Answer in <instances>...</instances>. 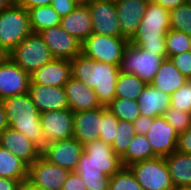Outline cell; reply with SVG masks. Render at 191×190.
I'll use <instances>...</instances> for the list:
<instances>
[{
  "mask_svg": "<svg viewBox=\"0 0 191 190\" xmlns=\"http://www.w3.org/2000/svg\"><path fill=\"white\" fill-rule=\"evenodd\" d=\"M8 127L9 123L7 121L4 105L2 100L0 99V133Z\"/></svg>",
  "mask_w": 191,
  "mask_h": 190,
  "instance_id": "48",
  "label": "cell"
},
{
  "mask_svg": "<svg viewBox=\"0 0 191 190\" xmlns=\"http://www.w3.org/2000/svg\"><path fill=\"white\" fill-rule=\"evenodd\" d=\"M54 59L73 60L81 54V42L68 34L60 25L39 32Z\"/></svg>",
  "mask_w": 191,
  "mask_h": 190,
  "instance_id": "13",
  "label": "cell"
},
{
  "mask_svg": "<svg viewBox=\"0 0 191 190\" xmlns=\"http://www.w3.org/2000/svg\"><path fill=\"white\" fill-rule=\"evenodd\" d=\"M19 190H32L27 184H23V186Z\"/></svg>",
  "mask_w": 191,
  "mask_h": 190,
  "instance_id": "52",
  "label": "cell"
},
{
  "mask_svg": "<svg viewBox=\"0 0 191 190\" xmlns=\"http://www.w3.org/2000/svg\"><path fill=\"white\" fill-rule=\"evenodd\" d=\"M83 152L84 145L72 137L47 143L41 150V156L48 162L71 172L77 168Z\"/></svg>",
  "mask_w": 191,
  "mask_h": 190,
  "instance_id": "10",
  "label": "cell"
},
{
  "mask_svg": "<svg viewBox=\"0 0 191 190\" xmlns=\"http://www.w3.org/2000/svg\"><path fill=\"white\" fill-rule=\"evenodd\" d=\"M28 11L16 2L0 11V45L10 52L32 34Z\"/></svg>",
  "mask_w": 191,
  "mask_h": 190,
  "instance_id": "4",
  "label": "cell"
},
{
  "mask_svg": "<svg viewBox=\"0 0 191 190\" xmlns=\"http://www.w3.org/2000/svg\"><path fill=\"white\" fill-rule=\"evenodd\" d=\"M78 164L94 165L109 177L123 167L121 158L113 151L112 146L101 139L84 145V152L81 154Z\"/></svg>",
  "mask_w": 191,
  "mask_h": 190,
  "instance_id": "9",
  "label": "cell"
},
{
  "mask_svg": "<svg viewBox=\"0 0 191 190\" xmlns=\"http://www.w3.org/2000/svg\"><path fill=\"white\" fill-rule=\"evenodd\" d=\"M167 58L191 50V37L184 32L170 29L165 36Z\"/></svg>",
  "mask_w": 191,
  "mask_h": 190,
  "instance_id": "33",
  "label": "cell"
},
{
  "mask_svg": "<svg viewBox=\"0 0 191 190\" xmlns=\"http://www.w3.org/2000/svg\"><path fill=\"white\" fill-rule=\"evenodd\" d=\"M136 135L132 122L119 120L117 133L111 145L113 151L121 158L127 151L132 137Z\"/></svg>",
  "mask_w": 191,
  "mask_h": 190,
  "instance_id": "34",
  "label": "cell"
},
{
  "mask_svg": "<svg viewBox=\"0 0 191 190\" xmlns=\"http://www.w3.org/2000/svg\"><path fill=\"white\" fill-rule=\"evenodd\" d=\"M166 58L167 56L155 55L129 42L123 53L119 70L122 73L134 74L149 85Z\"/></svg>",
  "mask_w": 191,
  "mask_h": 190,
  "instance_id": "5",
  "label": "cell"
},
{
  "mask_svg": "<svg viewBox=\"0 0 191 190\" xmlns=\"http://www.w3.org/2000/svg\"><path fill=\"white\" fill-rule=\"evenodd\" d=\"M61 190H87L81 177L75 172H69Z\"/></svg>",
  "mask_w": 191,
  "mask_h": 190,
  "instance_id": "42",
  "label": "cell"
},
{
  "mask_svg": "<svg viewBox=\"0 0 191 190\" xmlns=\"http://www.w3.org/2000/svg\"><path fill=\"white\" fill-rule=\"evenodd\" d=\"M9 58V52L0 45V63L6 61Z\"/></svg>",
  "mask_w": 191,
  "mask_h": 190,
  "instance_id": "50",
  "label": "cell"
},
{
  "mask_svg": "<svg viewBox=\"0 0 191 190\" xmlns=\"http://www.w3.org/2000/svg\"><path fill=\"white\" fill-rule=\"evenodd\" d=\"M165 161L174 188L191 187V154L174 151Z\"/></svg>",
  "mask_w": 191,
  "mask_h": 190,
  "instance_id": "25",
  "label": "cell"
},
{
  "mask_svg": "<svg viewBox=\"0 0 191 190\" xmlns=\"http://www.w3.org/2000/svg\"><path fill=\"white\" fill-rule=\"evenodd\" d=\"M50 5L63 18L73 11L78 4L73 0H52Z\"/></svg>",
  "mask_w": 191,
  "mask_h": 190,
  "instance_id": "41",
  "label": "cell"
},
{
  "mask_svg": "<svg viewBox=\"0 0 191 190\" xmlns=\"http://www.w3.org/2000/svg\"><path fill=\"white\" fill-rule=\"evenodd\" d=\"M107 109L118 119L127 122H134L139 116V105L135 100L115 98Z\"/></svg>",
  "mask_w": 191,
  "mask_h": 190,
  "instance_id": "32",
  "label": "cell"
},
{
  "mask_svg": "<svg viewBox=\"0 0 191 190\" xmlns=\"http://www.w3.org/2000/svg\"><path fill=\"white\" fill-rule=\"evenodd\" d=\"M16 0H0V11L12 6Z\"/></svg>",
  "mask_w": 191,
  "mask_h": 190,
  "instance_id": "49",
  "label": "cell"
},
{
  "mask_svg": "<svg viewBox=\"0 0 191 190\" xmlns=\"http://www.w3.org/2000/svg\"><path fill=\"white\" fill-rule=\"evenodd\" d=\"M163 116L178 134L186 131L191 126V113L170 107Z\"/></svg>",
  "mask_w": 191,
  "mask_h": 190,
  "instance_id": "39",
  "label": "cell"
},
{
  "mask_svg": "<svg viewBox=\"0 0 191 190\" xmlns=\"http://www.w3.org/2000/svg\"><path fill=\"white\" fill-rule=\"evenodd\" d=\"M71 77V61L66 59H53L30 75V83L50 87H64Z\"/></svg>",
  "mask_w": 191,
  "mask_h": 190,
  "instance_id": "19",
  "label": "cell"
},
{
  "mask_svg": "<svg viewBox=\"0 0 191 190\" xmlns=\"http://www.w3.org/2000/svg\"><path fill=\"white\" fill-rule=\"evenodd\" d=\"M0 177L10 178L26 184L28 165L6 148L0 146Z\"/></svg>",
  "mask_w": 191,
  "mask_h": 190,
  "instance_id": "27",
  "label": "cell"
},
{
  "mask_svg": "<svg viewBox=\"0 0 191 190\" xmlns=\"http://www.w3.org/2000/svg\"><path fill=\"white\" fill-rule=\"evenodd\" d=\"M75 172L83 180L87 190H109L110 178L94 165L78 164Z\"/></svg>",
  "mask_w": 191,
  "mask_h": 190,
  "instance_id": "30",
  "label": "cell"
},
{
  "mask_svg": "<svg viewBox=\"0 0 191 190\" xmlns=\"http://www.w3.org/2000/svg\"><path fill=\"white\" fill-rule=\"evenodd\" d=\"M0 146L23 160L28 166L41 156V150L32 141L10 127L0 133Z\"/></svg>",
  "mask_w": 191,
  "mask_h": 190,
  "instance_id": "21",
  "label": "cell"
},
{
  "mask_svg": "<svg viewBox=\"0 0 191 190\" xmlns=\"http://www.w3.org/2000/svg\"><path fill=\"white\" fill-rule=\"evenodd\" d=\"M169 59L186 79H191V50L174 55Z\"/></svg>",
  "mask_w": 191,
  "mask_h": 190,
  "instance_id": "40",
  "label": "cell"
},
{
  "mask_svg": "<svg viewBox=\"0 0 191 190\" xmlns=\"http://www.w3.org/2000/svg\"><path fill=\"white\" fill-rule=\"evenodd\" d=\"M87 5L92 19V33L124 37L120 31L115 0H91Z\"/></svg>",
  "mask_w": 191,
  "mask_h": 190,
  "instance_id": "12",
  "label": "cell"
},
{
  "mask_svg": "<svg viewBox=\"0 0 191 190\" xmlns=\"http://www.w3.org/2000/svg\"><path fill=\"white\" fill-rule=\"evenodd\" d=\"M69 109L72 112L94 110L102 107L94 89L73 77L64 85Z\"/></svg>",
  "mask_w": 191,
  "mask_h": 190,
  "instance_id": "22",
  "label": "cell"
},
{
  "mask_svg": "<svg viewBox=\"0 0 191 190\" xmlns=\"http://www.w3.org/2000/svg\"><path fill=\"white\" fill-rule=\"evenodd\" d=\"M143 190H175L165 157H155L127 166Z\"/></svg>",
  "mask_w": 191,
  "mask_h": 190,
  "instance_id": "8",
  "label": "cell"
},
{
  "mask_svg": "<svg viewBox=\"0 0 191 190\" xmlns=\"http://www.w3.org/2000/svg\"><path fill=\"white\" fill-rule=\"evenodd\" d=\"M175 190H191V187H183V188H177Z\"/></svg>",
  "mask_w": 191,
  "mask_h": 190,
  "instance_id": "54",
  "label": "cell"
},
{
  "mask_svg": "<svg viewBox=\"0 0 191 190\" xmlns=\"http://www.w3.org/2000/svg\"><path fill=\"white\" fill-rule=\"evenodd\" d=\"M40 119L45 145L73 137V112L69 108L40 113Z\"/></svg>",
  "mask_w": 191,
  "mask_h": 190,
  "instance_id": "14",
  "label": "cell"
},
{
  "mask_svg": "<svg viewBox=\"0 0 191 190\" xmlns=\"http://www.w3.org/2000/svg\"><path fill=\"white\" fill-rule=\"evenodd\" d=\"M9 127L19 131L40 150L45 146L40 112L34 105L29 92L2 100Z\"/></svg>",
  "mask_w": 191,
  "mask_h": 190,
  "instance_id": "3",
  "label": "cell"
},
{
  "mask_svg": "<svg viewBox=\"0 0 191 190\" xmlns=\"http://www.w3.org/2000/svg\"><path fill=\"white\" fill-rule=\"evenodd\" d=\"M109 190H143L128 167H122L110 178Z\"/></svg>",
  "mask_w": 191,
  "mask_h": 190,
  "instance_id": "36",
  "label": "cell"
},
{
  "mask_svg": "<svg viewBox=\"0 0 191 190\" xmlns=\"http://www.w3.org/2000/svg\"><path fill=\"white\" fill-rule=\"evenodd\" d=\"M176 151L191 154V126L186 131L179 133Z\"/></svg>",
  "mask_w": 191,
  "mask_h": 190,
  "instance_id": "43",
  "label": "cell"
},
{
  "mask_svg": "<svg viewBox=\"0 0 191 190\" xmlns=\"http://www.w3.org/2000/svg\"><path fill=\"white\" fill-rule=\"evenodd\" d=\"M28 92L40 113L69 108L64 87L30 83Z\"/></svg>",
  "mask_w": 191,
  "mask_h": 190,
  "instance_id": "20",
  "label": "cell"
},
{
  "mask_svg": "<svg viewBox=\"0 0 191 190\" xmlns=\"http://www.w3.org/2000/svg\"><path fill=\"white\" fill-rule=\"evenodd\" d=\"M60 26L81 43L92 34V19L88 5L76 8L61 18Z\"/></svg>",
  "mask_w": 191,
  "mask_h": 190,
  "instance_id": "23",
  "label": "cell"
},
{
  "mask_svg": "<svg viewBox=\"0 0 191 190\" xmlns=\"http://www.w3.org/2000/svg\"><path fill=\"white\" fill-rule=\"evenodd\" d=\"M73 137L81 144L99 139L102 131V107L73 112Z\"/></svg>",
  "mask_w": 191,
  "mask_h": 190,
  "instance_id": "18",
  "label": "cell"
},
{
  "mask_svg": "<svg viewBox=\"0 0 191 190\" xmlns=\"http://www.w3.org/2000/svg\"><path fill=\"white\" fill-rule=\"evenodd\" d=\"M158 157L152 149L149 140L145 135L136 134L132 137L126 153L121 157L123 167L135 162Z\"/></svg>",
  "mask_w": 191,
  "mask_h": 190,
  "instance_id": "28",
  "label": "cell"
},
{
  "mask_svg": "<svg viewBox=\"0 0 191 190\" xmlns=\"http://www.w3.org/2000/svg\"><path fill=\"white\" fill-rule=\"evenodd\" d=\"M170 29L184 32L191 37V4L188 1L170 10Z\"/></svg>",
  "mask_w": 191,
  "mask_h": 190,
  "instance_id": "35",
  "label": "cell"
},
{
  "mask_svg": "<svg viewBox=\"0 0 191 190\" xmlns=\"http://www.w3.org/2000/svg\"><path fill=\"white\" fill-rule=\"evenodd\" d=\"M28 13L33 33H39L46 28L60 25L61 17L51 5L31 8Z\"/></svg>",
  "mask_w": 191,
  "mask_h": 190,
  "instance_id": "29",
  "label": "cell"
},
{
  "mask_svg": "<svg viewBox=\"0 0 191 190\" xmlns=\"http://www.w3.org/2000/svg\"><path fill=\"white\" fill-rule=\"evenodd\" d=\"M153 123V118L145 117L144 115H140L134 122V130L138 135H145L151 128Z\"/></svg>",
  "mask_w": 191,
  "mask_h": 190,
  "instance_id": "44",
  "label": "cell"
},
{
  "mask_svg": "<svg viewBox=\"0 0 191 190\" xmlns=\"http://www.w3.org/2000/svg\"><path fill=\"white\" fill-rule=\"evenodd\" d=\"M129 40L92 33L81 43V54L98 62L120 66Z\"/></svg>",
  "mask_w": 191,
  "mask_h": 190,
  "instance_id": "7",
  "label": "cell"
},
{
  "mask_svg": "<svg viewBox=\"0 0 191 190\" xmlns=\"http://www.w3.org/2000/svg\"><path fill=\"white\" fill-rule=\"evenodd\" d=\"M30 74L23 71L10 58L0 63V99L29 91Z\"/></svg>",
  "mask_w": 191,
  "mask_h": 190,
  "instance_id": "15",
  "label": "cell"
},
{
  "mask_svg": "<svg viewBox=\"0 0 191 190\" xmlns=\"http://www.w3.org/2000/svg\"><path fill=\"white\" fill-rule=\"evenodd\" d=\"M149 0H115L122 35L130 40L136 33Z\"/></svg>",
  "mask_w": 191,
  "mask_h": 190,
  "instance_id": "17",
  "label": "cell"
},
{
  "mask_svg": "<svg viewBox=\"0 0 191 190\" xmlns=\"http://www.w3.org/2000/svg\"><path fill=\"white\" fill-rule=\"evenodd\" d=\"M170 107L191 113V79L170 95Z\"/></svg>",
  "mask_w": 191,
  "mask_h": 190,
  "instance_id": "37",
  "label": "cell"
},
{
  "mask_svg": "<svg viewBox=\"0 0 191 190\" xmlns=\"http://www.w3.org/2000/svg\"><path fill=\"white\" fill-rule=\"evenodd\" d=\"M146 84L134 74L119 73L116 83L115 98L137 101Z\"/></svg>",
  "mask_w": 191,
  "mask_h": 190,
  "instance_id": "31",
  "label": "cell"
},
{
  "mask_svg": "<svg viewBox=\"0 0 191 190\" xmlns=\"http://www.w3.org/2000/svg\"><path fill=\"white\" fill-rule=\"evenodd\" d=\"M137 102L140 115L155 118L164 115L170 108V95L149 84L145 86L138 96Z\"/></svg>",
  "mask_w": 191,
  "mask_h": 190,
  "instance_id": "24",
  "label": "cell"
},
{
  "mask_svg": "<svg viewBox=\"0 0 191 190\" xmlns=\"http://www.w3.org/2000/svg\"><path fill=\"white\" fill-rule=\"evenodd\" d=\"M32 190H51V189H45V188H37V187H30Z\"/></svg>",
  "mask_w": 191,
  "mask_h": 190,
  "instance_id": "53",
  "label": "cell"
},
{
  "mask_svg": "<svg viewBox=\"0 0 191 190\" xmlns=\"http://www.w3.org/2000/svg\"><path fill=\"white\" fill-rule=\"evenodd\" d=\"M155 3L161 5L167 10H172L186 3L188 0H153Z\"/></svg>",
  "mask_w": 191,
  "mask_h": 190,
  "instance_id": "47",
  "label": "cell"
},
{
  "mask_svg": "<svg viewBox=\"0 0 191 190\" xmlns=\"http://www.w3.org/2000/svg\"><path fill=\"white\" fill-rule=\"evenodd\" d=\"M145 136L158 157H166L176 151L179 134L163 115L153 118L152 126Z\"/></svg>",
  "mask_w": 191,
  "mask_h": 190,
  "instance_id": "16",
  "label": "cell"
},
{
  "mask_svg": "<svg viewBox=\"0 0 191 190\" xmlns=\"http://www.w3.org/2000/svg\"><path fill=\"white\" fill-rule=\"evenodd\" d=\"M78 5H87L91 0H73Z\"/></svg>",
  "mask_w": 191,
  "mask_h": 190,
  "instance_id": "51",
  "label": "cell"
},
{
  "mask_svg": "<svg viewBox=\"0 0 191 190\" xmlns=\"http://www.w3.org/2000/svg\"><path fill=\"white\" fill-rule=\"evenodd\" d=\"M170 30V10L149 0L136 33L129 40L141 49L167 56L165 36Z\"/></svg>",
  "mask_w": 191,
  "mask_h": 190,
  "instance_id": "2",
  "label": "cell"
},
{
  "mask_svg": "<svg viewBox=\"0 0 191 190\" xmlns=\"http://www.w3.org/2000/svg\"><path fill=\"white\" fill-rule=\"evenodd\" d=\"M22 186L21 181L0 177V190H19Z\"/></svg>",
  "mask_w": 191,
  "mask_h": 190,
  "instance_id": "45",
  "label": "cell"
},
{
  "mask_svg": "<svg viewBox=\"0 0 191 190\" xmlns=\"http://www.w3.org/2000/svg\"><path fill=\"white\" fill-rule=\"evenodd\" d=\"M9 58L30 75L54 59L39 33L23 39L9 52Z\"/></svg>",
  "mask_w": 191,
  "mask_h": 190,
  "instance_id": "6",
  "label": "cell"
},
{
  "mask_svg": "<svg viewBox=\"0 0 191 190\" xmlns=\"http://www.w3.org/2000/svg\"><path fill=\"white\" fill-rule=\"evenodd\" d=\"M119 120L107 109V106H102V131L99 139L112 145L117 133Z\"/></svg>",
  "mask_w": 191,
  "mask_h": 190,
  "instance_id": "38",
  "label": "cell"
},
{
  "mask_svg": "<svg viewBox=\"0 0 191 190\" xmlns=\"http://www.w3.org/2000/svg\"><path fill=\"white\" fill-rule=\"evenodd\" d=\"M188 79L182 75L170 59L166 58L155 75L151 85L164 93L173 94Z\"/></svg>",
  "mask_w": 191,
  "mask_h": 190,
  "instance_id": "26",
  "label": "cell"
},
{
  "mask_svg": "<svg viewBox=\"0 0 191 190\" xmlns=\"http://www.w3.org/2000/svg\"><path fill=\"white\" fill-rule=\"evenodd\" d=\"M52 0H16V3L24 7L27 11L38 6H49Z\"/></svg>",
  "mask_w": 191,
  "mask_h": 190,
  "instance_id": "46",
  "label": "cell"
},
{
  "mask_svg": "<svg viewBox=\"0 0 191 190\" xmlns=\"http://www.w3.org/2000/svg\"><path fill=\"white\" fill-rule=\"evenodd\" d=\"M70 171L54 165L40 156L28 166L26 184L29 187L61 190Z\"/></svg>",
  "mask_w": 191,
  "mask_h": 190,
  "instance_id": "11",
  "label": "cell"
},
{
  "mask_svg": "<svg viewBox=\"0 0 191 190\" xmlns=\"http://www.w3.org/2000/svg\"><path fill=\"white\" fill-rule=\"evenodd\" d=\"M72 77L94 89L102 106H108L115 99L119 67L90 59L82 54L71 60Z\"/></svg>",
  "mask_w": 191,
  "mask_h": 190,
  "instance_id": "1",
  "label": "cell"
}]
</instances>
